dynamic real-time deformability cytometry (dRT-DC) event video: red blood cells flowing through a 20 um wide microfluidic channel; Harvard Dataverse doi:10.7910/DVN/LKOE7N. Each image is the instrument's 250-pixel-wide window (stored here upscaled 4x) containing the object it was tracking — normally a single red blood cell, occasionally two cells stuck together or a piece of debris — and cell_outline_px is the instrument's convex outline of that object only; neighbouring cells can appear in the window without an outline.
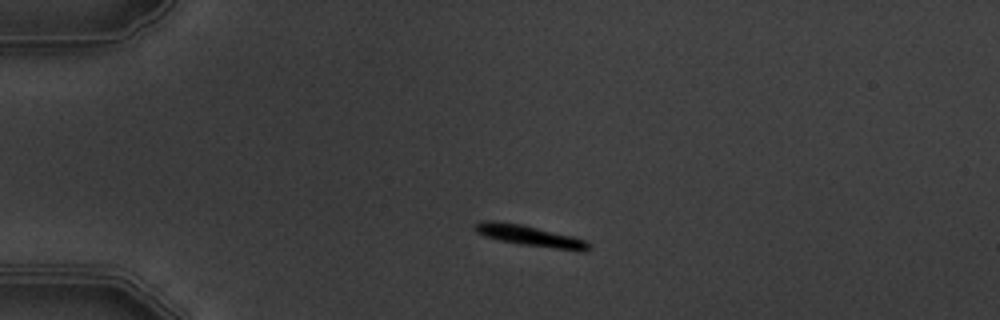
{"species": "common noctule bat (a hibernating species)", "species_latin": "Nyctalus noctula", "temperature_condition": "warm", "stored_images_in_passage": 2, "camera_frame_rate_fps": 3000, "um_per_image_px": 0.085, "animal": {"sex": "male", "body_mass_g": 19.5, "forearm_length_mm": 54.6}, "frame": {"image": 1, "passage_image": 1, "time_ms": 0.0, "image_size_px": [1000, 320], "cell_outline_px": [[588, 248], [584, 252], [576, 252], [520, 244], [500, 240], [484, 236], [476, 232], [472, 228], [472, 224], [480, 220], [496, 220], [524, 224], [572, 236], [584, 240], [588, 244]], "centroid_in_image_um": [44.96, 20.03], "position_along_channel_um": 40.0, "area_um2": 14.22}}